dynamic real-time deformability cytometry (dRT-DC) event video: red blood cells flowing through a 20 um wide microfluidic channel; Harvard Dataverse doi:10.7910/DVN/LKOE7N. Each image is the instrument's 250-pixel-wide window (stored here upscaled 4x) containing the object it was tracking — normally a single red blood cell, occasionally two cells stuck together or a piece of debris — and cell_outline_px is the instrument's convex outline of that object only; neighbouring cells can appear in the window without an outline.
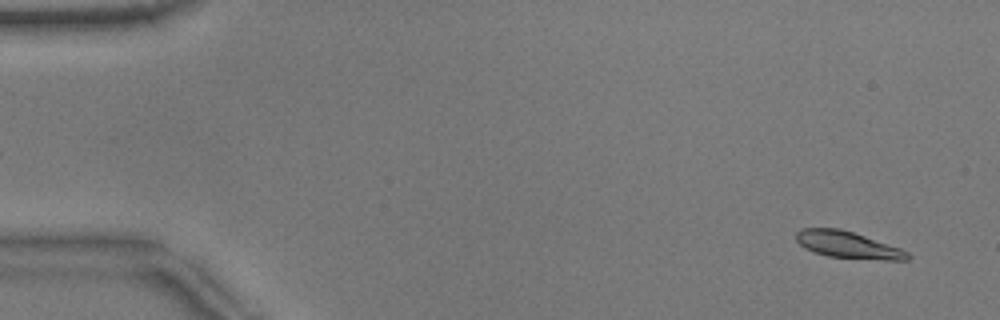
{"species": "common noctule bat (a hibernating species)", "species_latin": "Nyctalus noctula", "temperature_condition": "warm", "stored_images_in_passage": 53, "camera_frame_rate_fps": 3000, "um_per_image_px": 0.085, "animal": {"sex": "male", "body_mass_g": 17.9}, "frame": {"image": 1, "passage_image": 3, "time_ms": 0.667, "image_size_px": [1000, 320], "cell_outline_px": [[912, 256], [908, 260], [884, 260], [828, 256], [812, 252], [804, 248], [796, 240], [796, 232], [800, 228], [840, 228], [900, 248], [908, 252]], "centroid_in_image_um": [72.04, 20.81], "position_along_channel_um": 13.0, "area_um2": 17.34}}
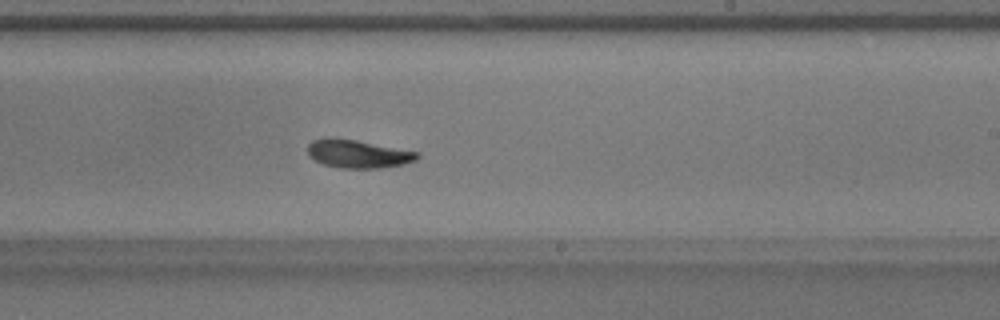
{"frame": {"image": 2, "passage_image": 32, "time_ms": 10.333, "image_size_px": [1000, 320], "cell_outline_px": [[420, 156], [416, 160], [404, 164], [380, 168], [340, 168], [324, 164], [308, 156], [308, 144], [312, 140], [324, 136], [332, 136], [356, 140], [420, 152]], "centroid_in_image_um": [30.41, 13.05], "position_along_channel_um": 258.6, "area_um2": 18.26}}
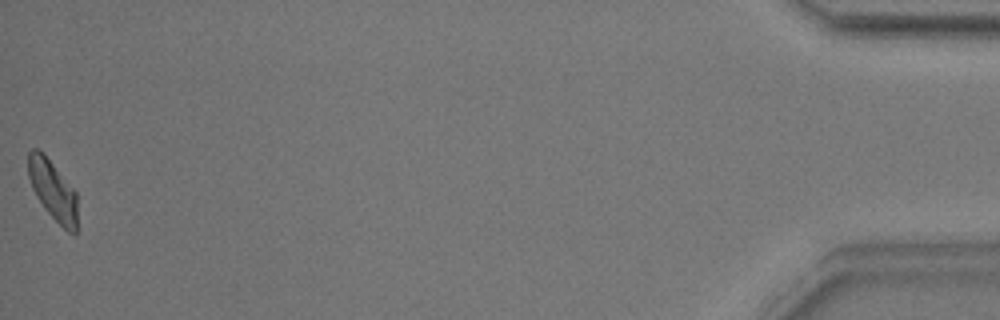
{"frame": {"image": 3, "passage_image": 53, "time_ms": 17.333, "image_size_px": [1000, 320], "cell_outline_px": [[76, 232], [68, 232], [44, 208], [36, 196], [32, 188], [28, 176], [28, 152], [32, 148], [36, 148], [44, 152], [76, 192]], "centroid_in_image_um": [4.46, 16.11], "position_along_channel_um": 430.7, "area_um2": 16.99}, "authors_computed_cell_mechanics": {"area_um2": 17.918, "velocity_mm_per_s": 3.8148, "shape_relaxation_time_tau1_ms": 2.4886, "shape_relaxation_time_tau2_ms": 4.6722, "deformation_change_tau1": 0.1314, "deformation_change_tau2": 0.1106}}